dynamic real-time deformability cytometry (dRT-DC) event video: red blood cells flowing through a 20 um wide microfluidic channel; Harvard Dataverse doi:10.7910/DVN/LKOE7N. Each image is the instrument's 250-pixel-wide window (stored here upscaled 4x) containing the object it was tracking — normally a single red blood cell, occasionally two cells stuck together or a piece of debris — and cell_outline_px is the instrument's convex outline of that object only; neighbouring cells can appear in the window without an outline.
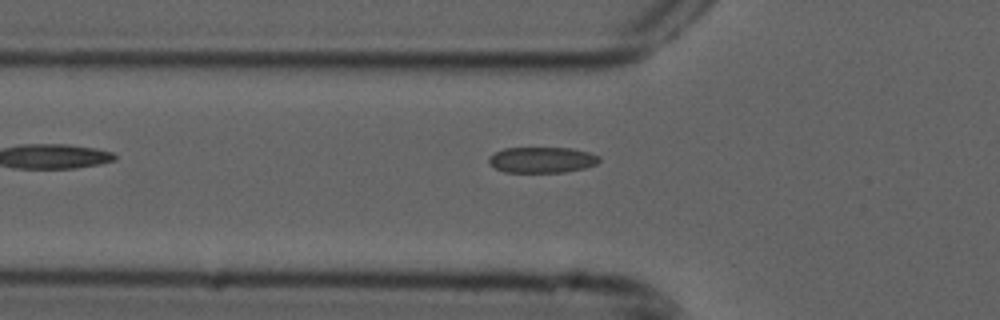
{"species": "common noctule bat (a hibernating species)", "species_latin": "Nyctalus noctula", "temperature_condition": "cold", "stored_images_in_passage": 5, "camera_frame_rate_fps": 3000, "um_per_image_px": 0.085, "animal": {"sex": "male", "forearm_length_mm": 52.5}, "frame": {"image": 1, "passage_image": 5, "time_ms": 1.333, "image_size_px": [1000, 320], "cell_outline_px": [[600, 160], [596, 164], [584, 168], [564, 172], [504, 172], [488, 164], [488, 156], [504, 148], [572, 148], [588, 152], [600, 156]], "centroid_in_image_um": [46.05, 13.59], "position_along_channel_um": 79.8, "area_um2": 16.65}}